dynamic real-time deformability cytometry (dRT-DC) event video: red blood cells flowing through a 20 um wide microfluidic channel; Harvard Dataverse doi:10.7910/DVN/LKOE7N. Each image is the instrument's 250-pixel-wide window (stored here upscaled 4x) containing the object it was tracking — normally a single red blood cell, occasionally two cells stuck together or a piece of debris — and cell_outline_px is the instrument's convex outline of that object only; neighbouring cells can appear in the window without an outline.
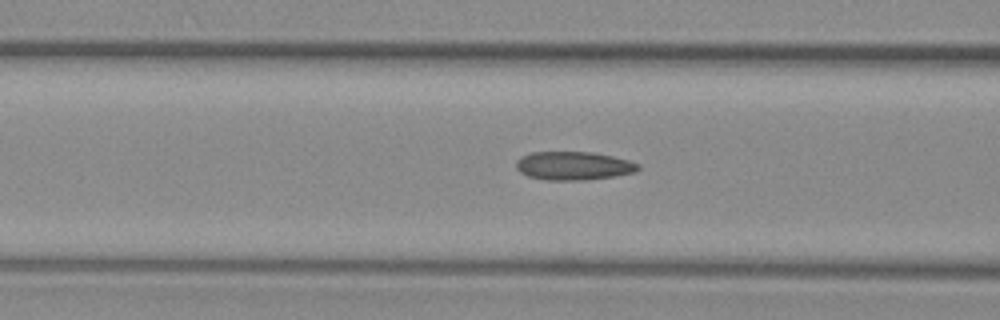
{"species": "common noctule bat (a hibernating species)", "species_latin": "Nyctalus noctula", "temperature_condition": "warm", "stored_images_in_passage": 44, "camera_frame_rate_fps": 3000, "um_per_image_px": 0.085, "animal": {"sex": "female", "body_mass_g": 29.2, "forearm_length_mm": 56.3}, "frame": {"image": 1, "passage_image": 22, "time_ms": 7.0, "image_size_px": [1000, 320], "cell_outline_px": [[640, 168], [636, 172], [616, 176], [588, 180], [544, 180], [528, 176], [520, 172], [516, 168], [516, 160], [520, 156], [532, 152], [592, 152], [612, 156], [628, 160], [640, 164]], "centroid_in_image_um": [48.75, 14.1], "position_along_channel_um": 117.9, "area_um2": 20.46}}
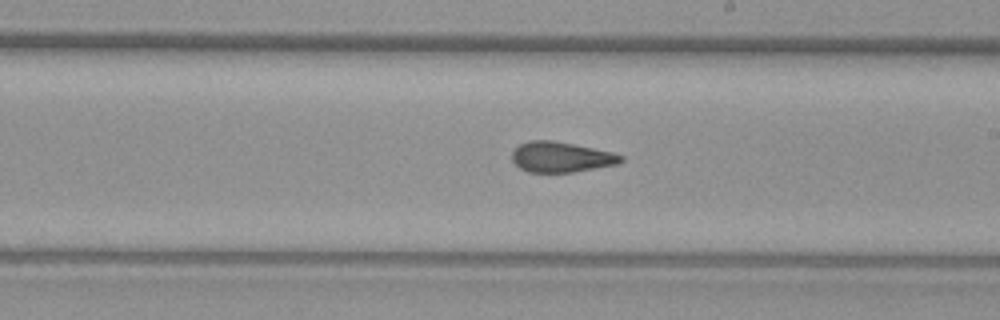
{"frame": {"image": 2, "passage_image": 32, "time_ms": 10.333, "image_size_px": [1000, 320], "cell_outline_px": [[624, 160], [620, 164], [572, 172], [528, 172], [520, 168], [512, 160], [512, 152], [520, 144], [528, 140], [552, 140], [612, 152], [624, 156]], "centroid_in_image_um": [47.71, 13.35], "position_along_channel_um": 241.3, "area_um2": 19.25}}
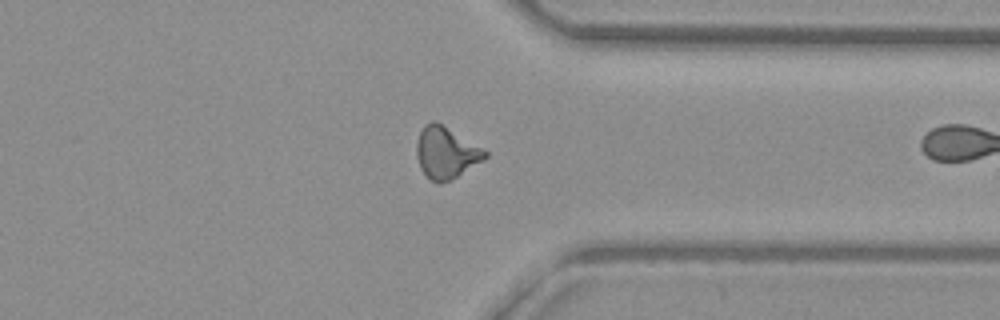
{"frame": {"image": 3, "passage_image": 43, "time_ms": 14.0, "image_size_px": [1000, 320], "cell_outline_px": [[488, 156], [484, 160], [452, 180], [436, 184], [420, 168], [416, 156], [416, 144], [420, 132], [424, 124], [432, 120], [436, 120], [488, 152]], "centroid_in_image_um": [37.9, 12.98], "position_along_channel_um": 373.5, "area_um2": 20.63}}